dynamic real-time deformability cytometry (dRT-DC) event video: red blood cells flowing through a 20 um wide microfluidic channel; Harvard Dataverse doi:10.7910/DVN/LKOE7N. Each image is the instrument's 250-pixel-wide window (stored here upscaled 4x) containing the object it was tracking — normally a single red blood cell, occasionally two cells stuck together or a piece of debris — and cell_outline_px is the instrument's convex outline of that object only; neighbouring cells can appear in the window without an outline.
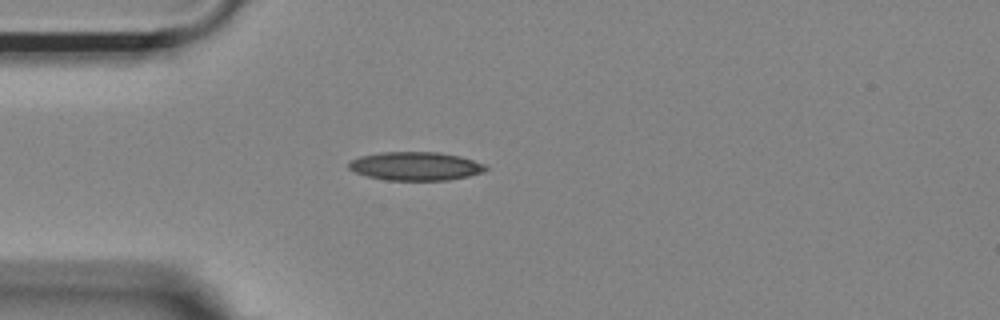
{"species": "Egyptian fruit bat (a non-hibernating species)", "species_latin": "Rousettus aegyptiacus", "temperature_condition": "room temperature", "stored_images_in_passage": 40, "camera_frame_rate_fps": 3000, "um_per_image_px": 0.085, "animal": {"sex": "female"}, "frame": {"image": 1, "passage_image": 1, "time_ms": 0.0, "image_size_px": [1000, 320], "cell_outline_px": [[488, 168], [484, 172], [468, 176], [448, 180], [388, 180], [368, 176], [356, 172], [348, 168], [348, 160], [360, 156], [380, 152], [440, 152], [460, 156], [484, 164]], "centroid_in_image_um": [35.31, 14.11], "position_along_channel_um": 49.7, "area_um2": 22.77}}
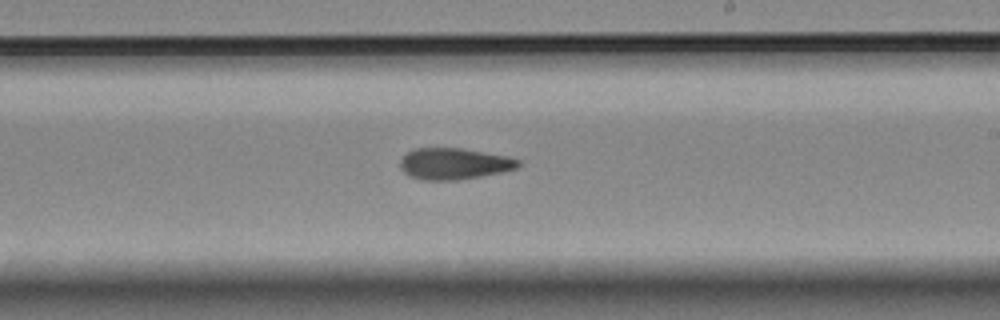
{"frame": {"image": 2, "passage_image": 18, "time_ms": 5.667, "image_size_px": [1000, 320], "cell_outline_px": [[520, 168], [460, 180], [424, 180], [408, 176], [400, 168], [400, 160], [408, 152], [416, 148], [460, 148], [504, 156], [520, 160]], "centroid_in_image_um": [38.57, 13.93], "position_along_channel_um": 250.4, "area_um2": 21.44}}
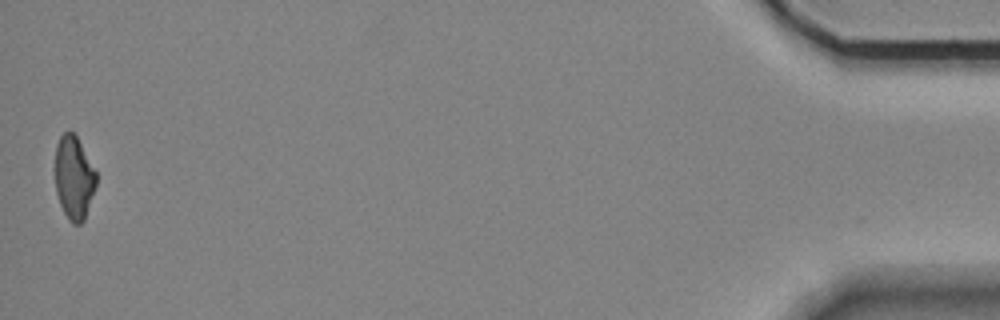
{"frame": {"image": 3, "passage_image": 40, "time_ms": 13.0, "image_size_px": [1000, 320], "cell_outline_px": [[96, 184], [84, 220], [80, 224], [72, 224], [68, 220], [60, 204], [56, 192], [52, 168], [56, 144], [60, 136], [68, 128], [76, 136], [96, 172]], "centroid_in_image_um": [6.22, 15.08], "position_along_channel_um": 429.0, "area_um2": 20.4}, "authors_computed_cell_mechanics": {"area_um2": 21.7328, "velocity_mm_per_s": 3.7006, "shape_relaxation_time_tau1_ms": null, "shape_relaxation_time_tau2_ms": 5.5979, "deformation_change_tau1": null, "deformation_change_tau2": 0.1392}}